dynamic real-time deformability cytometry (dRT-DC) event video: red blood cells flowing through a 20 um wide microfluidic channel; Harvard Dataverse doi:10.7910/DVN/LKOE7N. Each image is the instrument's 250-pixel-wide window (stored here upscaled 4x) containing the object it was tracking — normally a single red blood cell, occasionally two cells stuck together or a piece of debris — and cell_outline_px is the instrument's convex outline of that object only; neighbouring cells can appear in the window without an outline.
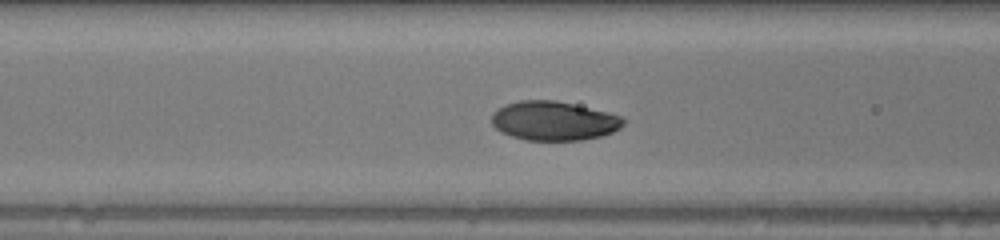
{"species": "human", "species_latin": "Homo sapiens", "temperature_condition": "warm", "stored_images_in_passage": 48, "camera_frame_rate_fps": 3000, "um_per_image_px": 0.085, "donor": {"sex": "female"}, "frame": {"image": 1, "passage_image": 17, "time_ms": 5.333, "image_size_px": [1000, 240], "cell_outline_px": [[628, 120], [620, 128], [612, 132], [600, 136], [580, 140], [524, 140], [500, 132], [492, 124], [492, 112], [496, 108], [520, 100], [556, 100], [608, 112], [620, 116]], "centroid_in_image_um": [47.07, 10.27], "position_along_channel_um": 119.5, "area_um2": 30.11}}
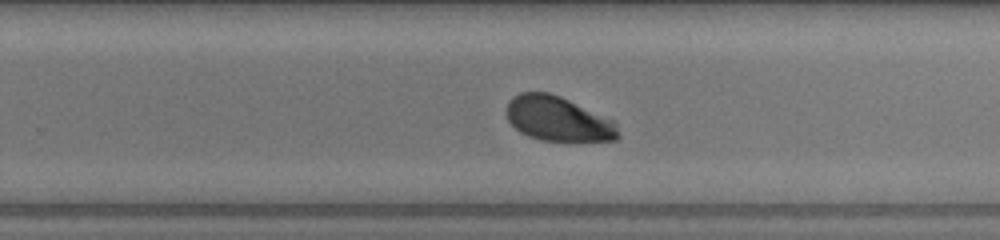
{"frame": {"image": 2, "passage_image": 29, "time_ms": 9.333, "image_size_px": [1000, 240], "cell_outline_px": [[620, 136], [616, 140], [540, 140], [528, 136], [520, 132], [508, 120], [508, 100], [512, 96], [520, 92], [548, 92], [560, 96], [616, 120]], "centroid_in_image_um": [47.47, 10.09], "position_along_channel_um": 282.3, "area_um2": 29.07}}
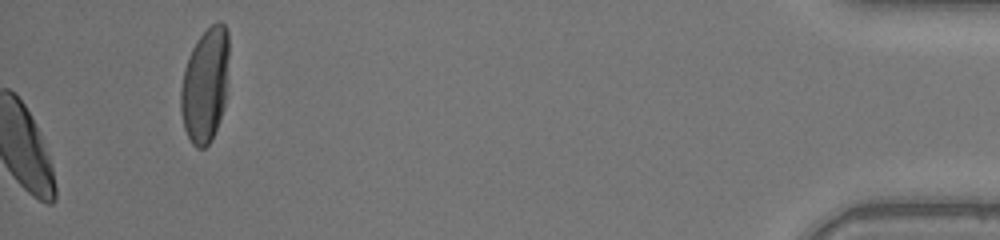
{"frame": {"image": 3, "passage_image": 48, "time_ms": 15.667, "image_size_px": [1000, 240], "cell_outline_px": [[228, 56], [224, 108], [220, 120], [212, 140], [204, 148], [196, 148], [192, 144], [184, 128], [180, 112], [180, 88], [184, 68], [188, 56], [196, 40], [212, 24], [220, 20], [224, 24], [228, 32]], "centroid_in_image_um": [17.42, 7.24], "position_along_channel_um": 417.8, "area_um2": 32.37}, "authors_computed_cell_mechanics": {"area_um2": 30.2005, "velocity_mm_per_s": 4.0881, "shape_relaxation_time_tau1_ms": 2.0323, "shape_relaxation_time_tau2_ms": null, "deformation_change_tau1": 0.1466, "deformation_change_tau2": null}}